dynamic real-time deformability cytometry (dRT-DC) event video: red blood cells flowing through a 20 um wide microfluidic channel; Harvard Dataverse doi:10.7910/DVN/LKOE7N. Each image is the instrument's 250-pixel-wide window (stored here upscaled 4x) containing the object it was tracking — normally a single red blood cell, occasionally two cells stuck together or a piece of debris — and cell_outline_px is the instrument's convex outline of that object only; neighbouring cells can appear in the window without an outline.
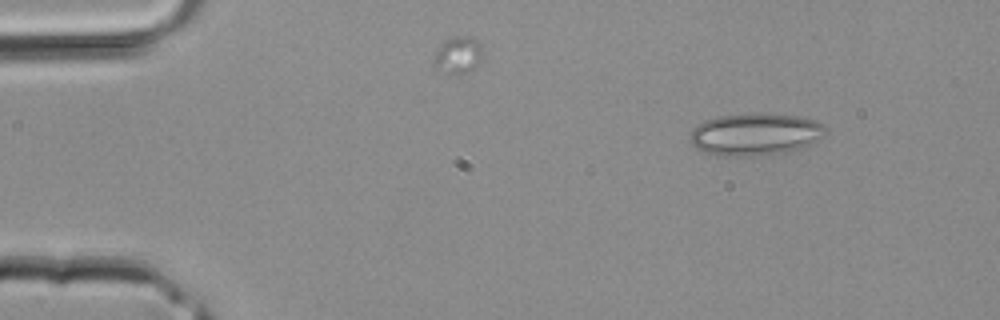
{"species": "common noctule bat (a hibernating species)", "species_latin": "Nyctalus noctula", "temperature_condition": "room temperature", "stored_images_in_passage": 8, "camera_frame_rate_fps": 3000, "um_per_image_px": 0.085, "animal": {"sex": "male", "body_mass_g": 20.4}, "frame": {"image": 1, "passage_image": 1, "time_ms": 0.0, "image_size_px": [1000, 320], "cell_outline_px": [[828, 128], [824, 136], [812, 144], [800, 148], [780, 152], [748, 156], [724, 156], [704, 152], [692, 144], [688, 140], [692, 128], [704, 120], [716, 116], [796, 116], [816, 120], [824, 124]], "centroid_in_image_um": [64.19, 11.44], "position_along_channel_um": 20.8, "area_um2": 32.48}}